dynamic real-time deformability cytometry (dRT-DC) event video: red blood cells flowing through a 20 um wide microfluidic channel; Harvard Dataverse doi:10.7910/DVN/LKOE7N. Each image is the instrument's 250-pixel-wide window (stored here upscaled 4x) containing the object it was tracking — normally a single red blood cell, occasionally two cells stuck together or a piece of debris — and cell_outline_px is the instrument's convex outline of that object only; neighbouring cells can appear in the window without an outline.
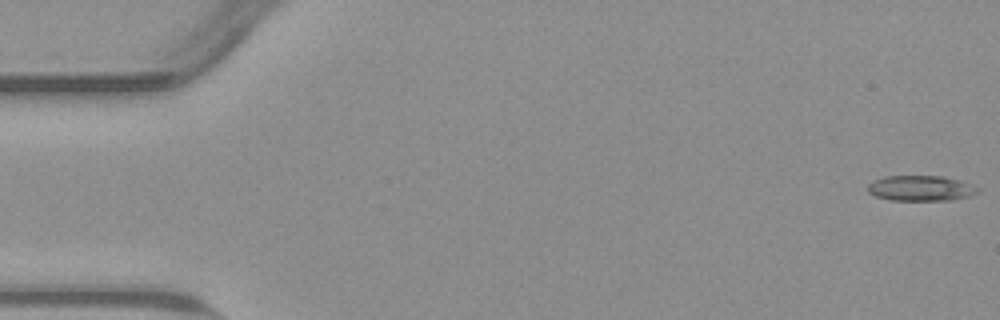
{"species": "common noctule bat (a hibernating species)", "species_latin": "Nyctalus noctula", "temperature_condition": "warm", "stored_images_in_passage": 55, "camera_frame_rate_fps": 3000, "um_per_image_px": 0.085, "animal": {"sex": "male", "body_mass_g": 23.1, "forearm_length_mm": 52.7}, "frame": {"image": 1, "passage_image": 1, "time_ms": 0.0, "image_size_px": [1000, 320], "cell_outline_px": [[980, 188], [976, 192], [968, 196], [952, 200], [892, 200], [876, 196], [868, 192], [868, 184], [872, 180], [884, 176], [944, 176], [960, 180], [972, 184]], "centroid_in_image_um": [78.25, 15.99], "position_along_channel_um": 6.7, "area_um2": 16.3}}
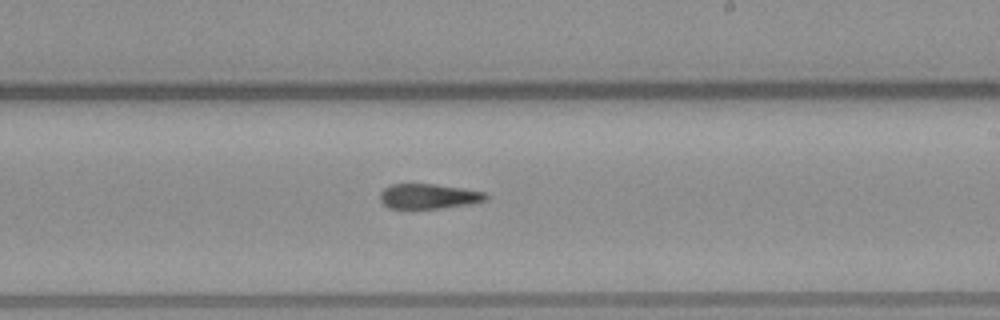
{"frame": {"image": 2, "passage_image": 32, "time_ms": 10.333, "image_size_px": [1000, 320], "cell_outline_px": [[488, 196], [484, 200], [464, 204], [440, 208], [388, 208], [380, 200], [380, 192], [384, 188], [392, 184], [436, 184], [484, 192]], "centroid_in_image_um": [36.36, 16.67], "position_along_channel_um": 252.6, "area_um2": 15.03}}
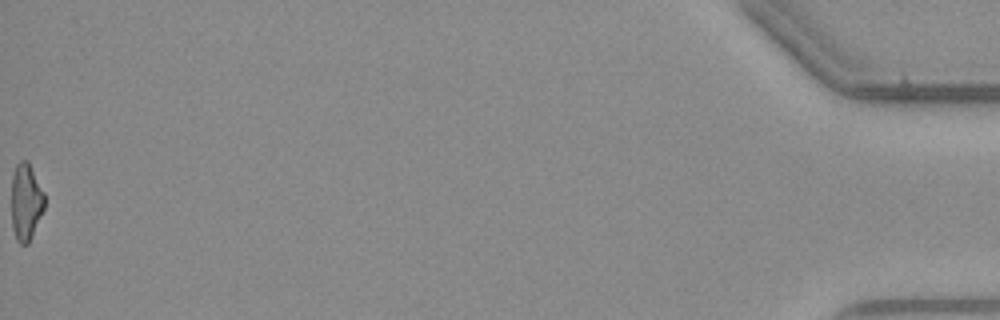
{"frame": {"image": 3, "passage_image": 55, "time_ms": 18.0, "image_size_px": [1000, 320], "cell_outline_px": [[44, 208], [32, 236], [28, 244], [20, 244], [16, 240], [12, 228], [12, 172], [16, 164], [20, 160], [28, 160], [44, 192]], "centroid_in_image_um": [2.19, 17.14], "position_along_channel_um": 433.0, "area_um2": 14.91}, "authors_computed_cell_mechanics": {"area_um2": 16.3574, "velocity_mm_per_s": 3.8178, "shape_relaxation_time_tau1_ms": null, "shape_relaxation_time_tau2_ms": 5.7231, "deformation_change_tau1": null, "deformation_change_tau2": 0.1613}}